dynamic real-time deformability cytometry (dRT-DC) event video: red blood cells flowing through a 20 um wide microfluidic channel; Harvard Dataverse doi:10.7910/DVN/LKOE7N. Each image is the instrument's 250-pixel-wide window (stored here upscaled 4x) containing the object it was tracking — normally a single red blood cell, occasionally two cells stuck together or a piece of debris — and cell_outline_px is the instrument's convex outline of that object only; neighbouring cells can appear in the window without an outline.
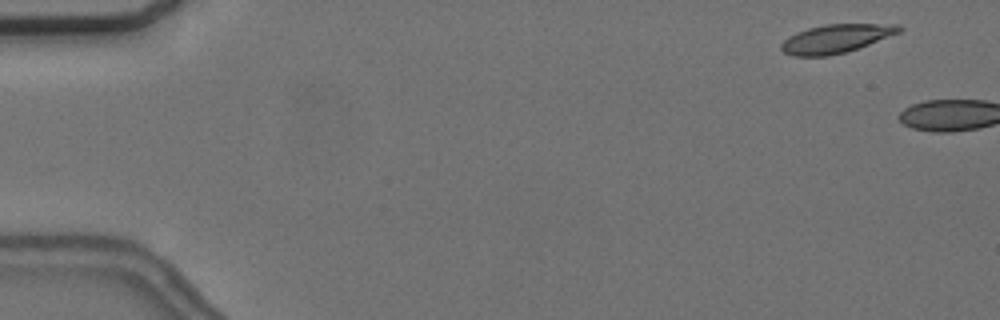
{"species": "common noctule bat (a hibernating species)", "species_latin": "Nyctalus noctula", "temperature_condition": "cold", "stored_images_in_passage": 6, "camera_frame_rate_fps": 3000, "um_per_image_px": 0.085, "animal": {"sex": "female", "body_mass_g": 24.6, "forearm_length_mm": 56.2}, "frame": {"image": 1, "passage_image": 1, "time_ms": 0.0, "image_size_px": [1000, 320], "cell_outline_px": [[904, 28], [900, 32], [868, 44], [844, 52], [828, 56], [792, 56], [784, 52], [780, 48], [780, 44], [788, 36], [796, 32], [808, 28], [828, 24], [900, 24]], "centroid_in_image_um": [71.03, 3.28], "position_along_channel_um": 14.0, "area_um2": 19.48}}